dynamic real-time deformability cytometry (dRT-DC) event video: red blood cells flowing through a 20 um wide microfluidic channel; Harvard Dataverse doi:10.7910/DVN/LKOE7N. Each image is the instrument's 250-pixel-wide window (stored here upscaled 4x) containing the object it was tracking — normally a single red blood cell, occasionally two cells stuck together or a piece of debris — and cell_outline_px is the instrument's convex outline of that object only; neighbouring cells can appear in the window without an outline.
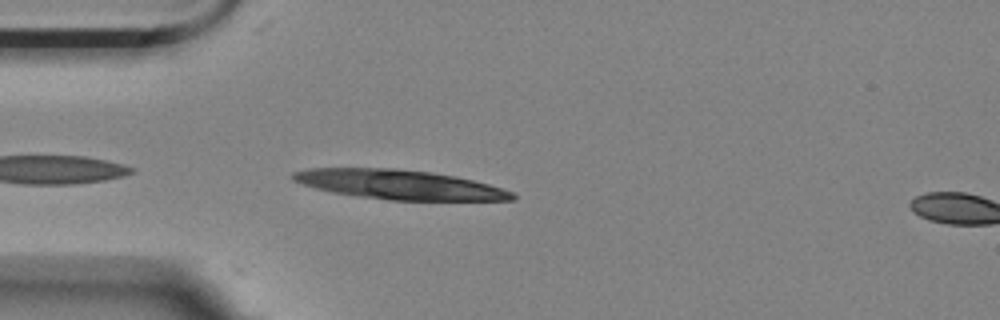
{"species": "Egyptian fruit bat (a non-hibernating species)", "species_latin": "Rousettus aegyptiacus", "temperature_condition": "room temperature", "stored_images_in_passage": 4, "camera_frame_rate_fps": 3000, "um_per_image_px": 0.085, "animal": {"sex": "female"}, "frame": {"image": 1, "passage_image": 2, "time_ms": 0.333, "image_size_px": [1000, 320], "cell_outline_px": [[516, 200], [388, 200], [356, 196], [332, 192], [316, 188], [292, 180], [292, 172], [308, 168], [392, 168], [432, 172], [456, 176], [488, 184], [512, 192], [516, 196]], "centroid_in_image_um": [33.92, 15.69], "position_along_channel_um": 51.1, "area_um2": 37.51}}